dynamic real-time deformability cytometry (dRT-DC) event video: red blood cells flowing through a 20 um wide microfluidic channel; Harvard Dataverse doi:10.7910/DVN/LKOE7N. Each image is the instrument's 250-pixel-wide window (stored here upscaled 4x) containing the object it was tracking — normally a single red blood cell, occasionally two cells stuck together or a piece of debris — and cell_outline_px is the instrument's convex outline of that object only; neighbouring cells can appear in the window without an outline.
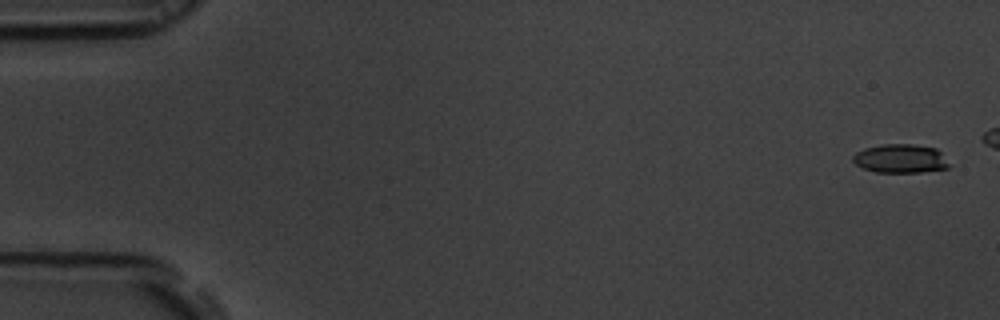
{"species": "common noctule bat (a hibernating species)", "species_latin": "Nyctalus noctula", "temperature_condition": "room temperature", "stored_images_in_passage": 15, "camera_frame_rate_fps": 3000, "um_per_image_px": 0.085, "animal": {"sex": "male", "body_mass_g": 19.5, "forearm_length_mm": 54.6}, "frame": {"image": 1, "passage_image": 1, "time_ms": 0.0, "image_size_px": [1000, 320], "cell_outline_px": [[948, 168], [920, 172], [876, 172], [864, 168], [856, 164], [852, 160], [852, 156], [856, 152], [864, 148], [884, 144], [912, 144], [936, 148], [940, 152], [948, 164]], "centroid_in_image_um": [76.5, 13.47], "position_along_channel_um": 8.5, "area_um2": 15.95}}